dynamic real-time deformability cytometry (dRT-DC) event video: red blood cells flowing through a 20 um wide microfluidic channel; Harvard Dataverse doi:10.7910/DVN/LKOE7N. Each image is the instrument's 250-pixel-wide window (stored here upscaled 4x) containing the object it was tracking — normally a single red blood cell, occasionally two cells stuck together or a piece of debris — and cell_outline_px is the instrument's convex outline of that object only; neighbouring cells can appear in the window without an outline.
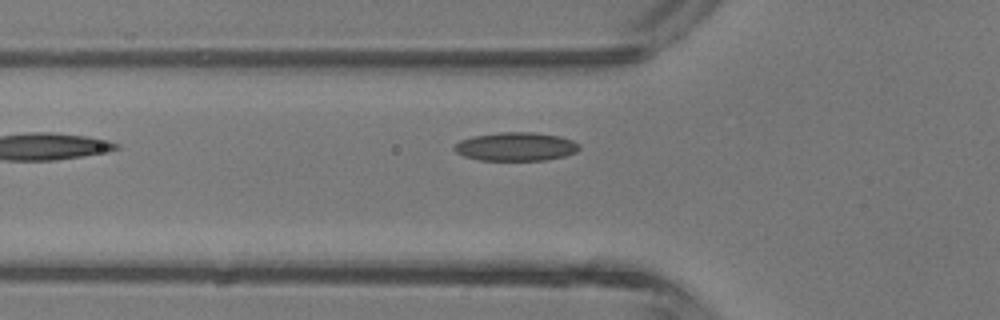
{"species": "common noctule bat (a hibernating species)", "species_latin": "Nyctalus noctula", "temperature_condition": "room temperature", "stored_images_in_passage": 2, "camera_frame_rate_fps": 3000, "um_per_image_px": 0.085, "animal": {"sex": "male", "body_mass_g": 13.3}, "frame": {"image": 1, "passage_image": 2, "time_ms": 1.0, "image_size_px": [1000, 320], "cell_outline_px": [[580, 148], [576, 152], [564, 156], [548, 160], [480, 160], [464, 156], [456, 152], [452, 148], [460, 140], [472, 136], [500, 132], [532, 132], [560, 136], [572, 140], [580, 144]], "centroid_in_image_um": [43.86, 12.46], "position_along_channel_um": 81.9, "area_um2": 20.87}}